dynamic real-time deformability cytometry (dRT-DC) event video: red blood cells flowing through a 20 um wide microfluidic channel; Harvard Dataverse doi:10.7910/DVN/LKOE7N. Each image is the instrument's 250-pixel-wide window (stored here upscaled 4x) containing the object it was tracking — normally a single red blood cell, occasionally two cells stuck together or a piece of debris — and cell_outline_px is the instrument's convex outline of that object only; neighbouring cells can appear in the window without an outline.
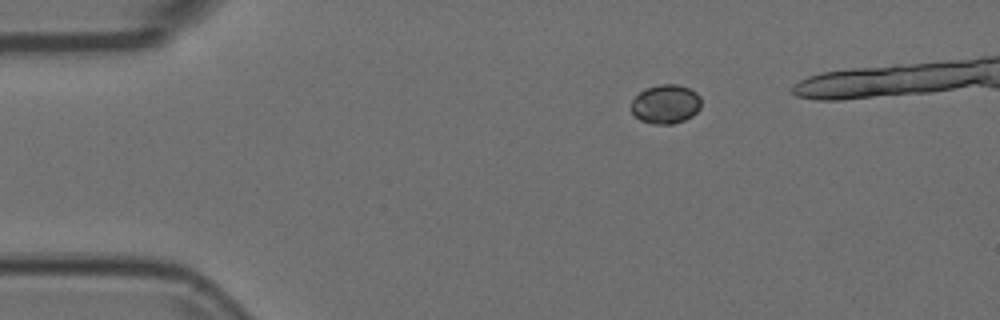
{"species": "Egyptian fruit bat (a non-hibernating species)", "species_latin": "Rousettus aegyptiacus", "temperature_condition": "room temperature", "stored_images_in_passage": 38, "camera_frame_rate_fps": 3000, "um_per_image_px": 0.085, "animal": {"sex": "female"}, "frame": {"image": 1, "passage_image": 1, "time_ms": 0.0, "image_size_px": [1000, 320], "cell_outline_px": [[700, 108], [692, 116], [684, 120], [672, 124], [652, 124], [640, 120], [632, 112], [632, 100], [644, 88], [660, 84], [676, 84], [688, 88], [696, 92], [700, 96]], "centroid_in_image_um": [56.58, 8.85], "position_along_channel_um": 28.4, "area_um2": 15.9}}
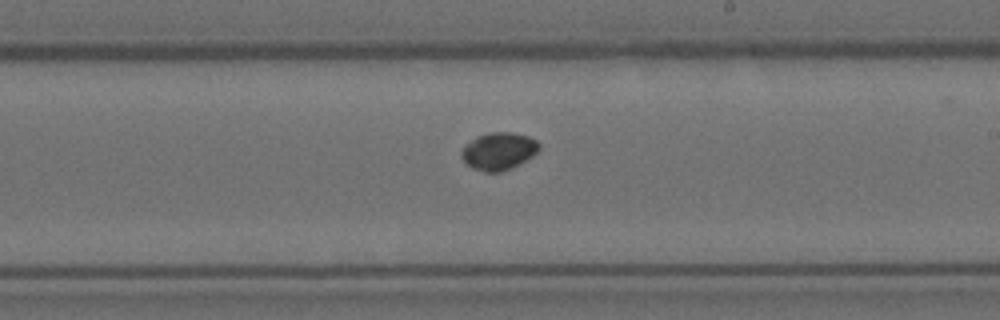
{"frame": {"image": 2, "passage_image": 23, "time_ms": 7.333, "image_size_px": [1000, 320], "cell_outline_px": [[540, 148], [532, 156], [512, 168], [500, 172], [484, 172], [472, 168], [460, 156], [460, 152], [464, 144], [476, 136], [492, 132], [512, 132], [528, 136], [536, 140], [540, 144]], "centroid_in_image_um": [42.36, 12.84], "position_along_channel_um": 246.6, "area_um2": 17.05}}
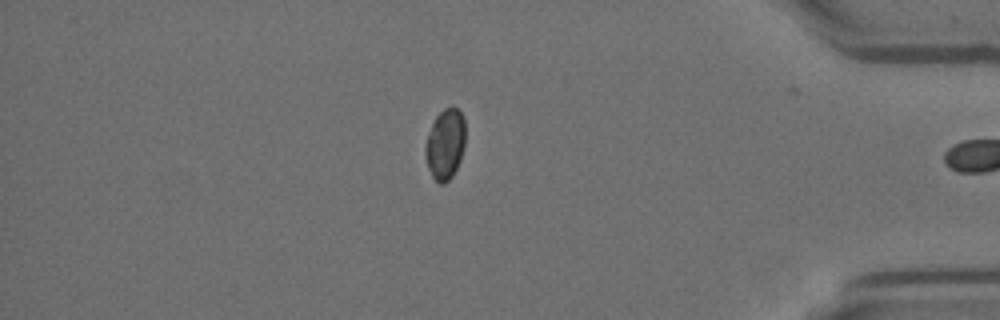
{"frame": {"image": 3, "passage_image": 38, "time_ms": 12.333, "image_size_px": [1000, 320], "cell_outline_px": [[464, 148], [460, 160], [452, 176], [444, 184], [440, 184], [432, 176], [428, 168], [424, 152], [424, 148], [432, 124], [436, 116], [444, 108], [456, 108], [464, 116]], "centroid_in_image_um": [37.84, 12.27], "position_along_channel_um": 397.4, "area_um2": 16.24}}